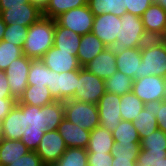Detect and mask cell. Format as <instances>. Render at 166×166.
I'll return each instance as SVG.
<instances>
[{
    "label": "cell",
    "instance_id": "cell-38",
    "mask_svg": "<svg viewBox=\"0 0 166 166\" xmlns=\"http://www.w3.org/2000/svg\"><path fill=\"white\" fill-rule=\"evenodd\" d=\"M166 157V150L151 151L141 149L135 166H157Z\"/></svg>",
    "mask_w": 166,
    "mask_h": 166
},
{
    "label": "cell",
    "instance_id": "cell-18",
    "mask_svg": "<svg viewBox=\"0 0 166 166\" xmlns=\"http://www.w3.org/2000/svg\"><path fill=\"white\" fill-rule=\"evenodd\" d=\"M59 134L63 137L67 148L79 147L87 148L91 131L73 124L66 118L62 120L58 127Z\"/></svg>",
    "mask_w": 166,
    "mask_h": 166
},
{
    "label": "cell",
    "instance_id": "cell-45",
    "mask_svg": "<svg viewBox=\"0 0 166 166\" xmlns=\"http://www.w3.org/2000/svg\"><path fill=\"white\" fill-rule=\"evenodd\" d=\"M30 2L29 0H0V13L6 10V6H21L24 3Z\"/></svg>",
    "mask_w": 166,
    "mask_h": 166
},
{
    "label": "cell",
    "instance_id": "cell-14",
    "mask_svg": "<svg viewBox=\"0 0 166 166\" xmlns=\"http://www.w3.org/2000/svg\"><path fill=\"white\" fill-rule=\"evenodd\" d=\"M49 70L56 73L79 70L81 68L75 52L61 51L52 46L40 59Z\"/></svg>",
    "mask_w": 166,
    "mask_h": 166
},
{
    "label": "cell",
    "instance_id": "cell-23",
    "mask_svg": "<svg viewBox=\"0 0 166 166\" xmlns=\"http://www.w3.org/2000/svg\"><path fill=\"white\" fill-rule=\"evenodd\" d=\"M3 138L20 140L23 136L22 110L15 104L2 120Z\"/></svg>",
    "mask_w": 166,
    "mask_h": 166
},
{
    "label": "cell",
    "instance_id": "cell-37",
    "mask_svg": "<svg viewBox=\"0 0 166 166\" xmlns=\"http://www.w3.org/2000/svg\"><path fill=\"white\" fill-rule=\"evenodd\" d=\"M141 150L140 142L117 143L114 142L112 148L113 157L124 159H137Z\"/></svg>",
    "mask_w": 166,
    "mask_h": 166
},
{
    "label": "cell",
    "instance_id": "cell-51",
    "mask_svg": "<svg viewBox=\"0 0 166 166\" xmlns=\"http://www.w3.org/2000/svg\"><path fill=\"white\" fill-rule=\"evenodd\" d=\"M159 39H166V25H165L164 31Z\"/></svg>",
    "mask_w": 166,
    "mask_h": 166
},
{
    "label": "cell",
    "instance_id": "cell-32",
    "mask_svg": "<svg viewBox=\"0 0 166 166\" xmlns=\"http://www.w3.org/2000/svg\"><path fill=\"white\" fill-rule=\"evenodd\" d=\"M28 85L47 86L49 84V69L40 60H31L28 72Z\"/></svg>",
    "mask_w": 166,
    "mask_h": 166
},
{
    "label": "cell",
    "instance_id": "cell-28",
    "mask_svg": "<svg viewBox=\"0 0 166 166\" xmlns=\"http://www.w3.org/2000/svg\"><path fill=\"white\" fill-rule=\"evenodd\" d=\"M144 102L132 91L121 96L120 113L122 120L133 122L144 108Z\"/></svg>",
    "mask_w": 166,
    "mask_h": 166
},
{
    "label": "cell",
    "instance_id": "cell-47",
    "mask_svg": "<svg viewBox=\"0 0 166 166\" xmlns=\"http://www.w3.org/2000/svg\"><path fill=\"white\" fill-rule=\"evenodd\" d=\"M32 5L37 7L41 12H43L49 3V0H29Z\"/></svg>",
    "mask_w": 166,
    "mask_h": 166
},
{
    "label": "cell",
    "instance_id": "cell-6",
    "mask_svg": "<svg viewBox=\"0 0 166 166\" xmlns=\"http://www.w3.org/2000/svg\"><path fill=\"white\" fill-rule=\"evenodd\" d=\"M106 92L104 79L81 67L77 70V84L73 100L96 104L101 96Z\"/></svg>",
    "mask_w": 166,
    "mask_h": 166
},
{
    "label": "cell",
    "instance_id": "cell-35",
    "mask_svg": "<svg viewBox=\"0 0 166 166\" xmlns=\"http://www.w3.org/2000/svg\"><path fill=\"white\" fill-rule=\"evenodd\" d=\"M140 146L143 150L162 151L166 150V133L157 129L149 136L140 140Z\"/></svg>",
    "mask_w": 166,
    "mask_h": 166
},
{
    "label": "cell",
    "instance_id": "cell-13",
    "mask_svg": "<svg viewBox=\"0 0 166 166\" xmlns=\"http://www.w3.org/2000/svg\"><path fill=\"white\" fill-rule=\"evenodd\" d=\"M0 15L6 25L19 24L30 27L43 16V13L28 2L21 6H6V10H3Z\"/></svg>",
    "mask_w": 166,
    "mask_h": 166
},
{
    "label": "cell",
    "instance_id": "cell-41",
    "mask_svg": "<svg viewBox=\"0 0 166 166\" xmlns=\"http://www.w3.org/2000/svg\"><path fill=\"white\" fill-rule=\"evenodd\" d=\"M153 112L157 119L158 129L166 133V102L164 100L153 101Z\"/></svg>",
    "mask_w": 166,
    "mask_h": 166
},
{
    "label": "cell",
    "instance_id": "cell-5",
    "mask_svg": "<svg viewBox=\"0 0 166 166\" xmlns=\"http://www.w3.org/2000/svg\"><path fill=\"white\" fill-rule=\"evenodd\" d=\"M64 118L88 131L100 126L99 111L96 104L68 99L64 101Z\"/></svg>",
    "mask_w": 166,
    "mask_h": 166
},
{
    "label": "cell",
    "instance_id": "cell-44",
    "mask_svg": "<svg viewBox=\"0 0 166 166\" xmlns=\"http://www.w3.org/2000/svg\"><path fill=\"white\" fill-rule=\"evenodd\" d=\"M16 101L13 98H2L0 99V120H3L5 116L14 107Z\"/></svg>",
    "mask_w": 166,
    "mask_h": 166
},
{
    "label": "cell",
    "instance_id": "cell-19",
    "mask_svg": "<svg viewBox=\"0 0 166 166\" xmlns=\"http://www.w3.org/2000/svg\"><path fill=\"white\" fill-rule=\"evenodd\" d=\"M115 56L117 71L132 79L140 78L141 47L127 48Z\"/></svg>",
    "mask_w": 166,
    "mask_h": 166
},
{
    "label": "cell",
    "instance_id": "cell-3",
    "mask_svg": "<svg viewBox=\"0 0 166 166\" xmlns=\"http://www.w3.org/2000/svg\"><path fill=\"white\" fill-rule=\"evenodd\" d=\"M121 24L117 40L108 47L114 55L120 54L127 48L141 47L150 40L140 16L126 12L121 17Z\"/></svg>",
    "mask_w": 166,
    "mask_h": 166
},
{
    "label": "cell",
    "instance_id": "cell-30",
    "mask_svg": "<svg viewBox=\"0 0 166 166\" xmlns=\"http://www.w3.org/2000/svg\"><path fill=\"white\" fill-rule=\"evenodd\" d=\"M88 152L85 148H67L52 166H88Z\"/></svg>",
    "mask_w": 166,
    "mask_h": 166
},
{
    "label": "cell",
    "instance_id": "cell-10",
    "mask_svg": "<svg viewBox=\"0 0 166 166\" xmlns=\"http://www.w3.org/2000/svg\"><path fill=\"white\" fill-rule=\"evenodd\" d=\"M67 146L58 130L45 131L35 152L46 166H52L65 152Z\"/></svg>",
    "mask_w": 166,
    "mask_h": 166
},
{
    "label": "cell",
    "instance_id": "cell-46",
    "mask_svg": "<svg viewBox=\"0 0 166 166\" xmlns=\"http://www.w3.org/2000/svg\"><path fill=\"white\" fill-rule=\"evenodd\" d=\"M137 159H124L113 157V162L111 166H135Z\"/></svg>",
    "mask_w": 166,
    "mask_h": 166
},
{
    "label": "cell",
    "instance_id": "cell-33",
    "mask_svg": "<svg viewBox=\"0 0 166 166\" xmlns=\"http://www.w3.org/2000/svg\"><path fill=\"white\" fill-rule=\"evenodd\" d=\"M114 141L117 143L140 142V136L133 123L121 120L116 129L112 132Z\"/></svg>",
    "mask_w": 166,
    "mask_h": 166
},
{
    "label": "cell",
    "instance_id": "cell-50",
    "mask_svg": "<svg viewBox=\"0 0 166 166\" xmlns=\"http://www.w3.org/2000/svg\"><path fill=\"white\" fill-rule=\"evenodd\" d=\"M3 139V125L2 120H0V141Z\"/></svg>",
    "mask_w": 166,
    "mask_h": 166
},
{
    "label": "cell",
    "instance_id": "cell-4",
    "mask_svg": "<svg viewBox=\"0 0 166 166\" xmlns=\"http://www.w3.org/2000/svg\"><path fill=\"white\" fill-rule=\"evenodd\" d=\"M155 75L166 78V45L150 39L141 46L140 78Z\"/></svg>",
    "mask_w": 166,
    "mask_h": 166
},
{
    "label": "cell",
    "instance_id": "cell-11",
    "mask_svg": "<svg viewBox=\"0 0 166 166\" xmlns=\"http://www.w3.org/2000/svg\"><path fill=\"white\" fill-rule=\"evenodd\" d=\"M77 70L56 73L49 70L47 87L56 101L72 99L76 90Z\"/></svg>",
    "mask_w": 166,
    "mask_h": 166
},
{
    "label": "cell",
    "instance_id": "cell-43",
    "mask_svg": "<svg viewBox=\"0 0 166 166\" xmlns=\"http://www.w3.org/2000/svg\"><path fill=\"white\" fill-rule=\"evenodd\" d=\"M12 98L5 71L0 70V99Z\"/></svg>",
    "mask_w": 166,
    "mask_h": 166
},
{
    "label": "cell",
    "instance_id": "cell-2",
    "mask_svg": "<svg viewBox=\"0 0 166 166\" xmlns=\"http://www.w3.org/2000/svg\"><path fill=\"white\" fill-rule=\"evenodd\" d=\"M55 19L42 16L28 28L23 46V55L32 60L41 59L53 46Z\"/></svg>",
    "mask_w": 166,
    "mask_h": 166
},
{
    "label": "cell",
    "instance_id": "cell-25",
    "mask_svg": "<svg viewBox=\"0 0 166 166\" xmlns=\"http://www.w3.org/2000/svg\"><path fill=\"white\" fill-rule=\"evenodd\" d=\"M153 113V101L146 102L137 119L132 122L139 133L140 140L158 129L157 119Z\"/></svg>",
    "mask_w": 166,
    "mask_h": 166
},
{
    "label": "cell",
    "instance_id": "cell-29",
    "mask_svg": "<svg viewBox=\"0 0 166 166\" xmlns=\"http://www.w3.org/2000/svg\"><path fill=\"white\" fill-rule=\"evenodd\" d=\"M133 80L124 73L117 71L110 78L104 80L106 92L122 96L132 91Z\"/></svg>",
    "mask_w": 166,
    "mask_h": 166
},
{
    "label": "cell",
    "instance_id": "cell-34",
    "mask_svg": "<svg viewBox=\"0 0 166 166\" xmlns=\"http://www.w3.org/2000/svg\"><path fill=\"white\" fill-rule=\"evenodd\" d=\"M23 56V49L5 40L0 41V70L5 71L9 64Z\"/></svg>",
    "mask_w": 166,
    "mask_h": 166
},
{
    "label": "cell",
    "instance_id": "cell-22",
    "mask_svg": "<svg viewBox=\"0 0 166 166\" xmlns=\"http://www.w3.org/2000/svg\"><path fill=\"white\" fill-rule=\"evenodd\" d=\"M56 101L47 86L28 85L16 104L43 107Z\"/></svg>",
    "mask_w": 166,
    "mask_h": 166
},
{
    "label": "cell",
    "instance_id": "cell-16",
    "mask_svg": "<svg viewBox=\"0 0 166 166\" xmlns=\"http://www.w3.org/2000/svg\"><path fill=\"white\" fill-rule=\"evenodd\" d=\"M141 19L148 37L159 39L166 25V11L160 5L152 3Z\"/></svg>",
    "mask_w": 166,
    "mask_h": 166
},
{
    "label": "cell",
    "instance_id": "cell-39",
    "mask_svg": "<svg viewBox=\"0 0 166 166\" xmlns=\"http://www.w3.org/2000/svg\"><path fill=\"white\" fill-rule=\"evenodd\" d=\"M152 3V0H125V9L126 12L141 17Z\"/></svg>",
    "mask_w": 166,
    "mask_h": 166
},
{
    "label": "cell",
    "instance_id": "cell-24",
    "mask_svg": "<svg viewBox=\"0 0 166 166\" xmlns=\"http://www.w3.org/2000/svg\"><path fill=\"white\" fill-rule=\"evenodd\" d=\"M81 37V35H78L68 28L59 26L55 22L53 46L57 47L61 51L75 52V55H77Z\"/></svg>",
    "mask_w": 166,
    "mask_h": 166
},
{
    "label": "cell",
    "instance_id": "cell-12",
    "mask_svg": "<svg viewBox=\"0 0 166 166\" xmlns=\"http://www.w3.org/2000/svg\"><path fill=\"white\" fill-rule=\"evenodd\" d=\"M121 96L105 92L97 103L100 126L113 132L121 122L120 113Z\"/></svg>",
    "mask_w": 166,
    "mask_h": 166
},
{
    "label": "cell",
    "instance_id": "cell-17",
    "mask_svg": "<svg viewBox=\"0 0 166 166\" xmlns=\"http://www.w3.org/2000/svg\"><path fill=\"white\" fill-rule=\"evenodd\" d=\"M83 68L105 80L117 72L116 56L107 47Z\"/></svg>",
    "mask_w": 166,
    "mask_h": 166
},
{
    "label": "cell",
    "instance_id": "cell-1",
    "mask_svg": "<svg viewBox=\"0 0 166 166\" xmlns=\"http://www.w3.org/2000/svg\"><path fill=\"white\" fill-rule=\"evenodd\" d=\"M22 110L23 136L21 141L35 151L45 131L58 130L64 119V101H54L43 107L16 104Z\"/></svg>",
    "mask_w": 166,
    "mask_h": 166
},
{
    "label": "cell",
    "instance_id": "cell-15",
    "mask_svg": "<svg viewBox=\"0 0 166 166\" xmlns=\"http://www.w3.org/2000/svg\"><path fill=\"white\" fill-rule=\"evenodd\" d=\"M120 26L121 17L112 13L101 14L94 17L92 33L109 47L117 40Z\"/></svg>",
    "mask_w": 166,
    "mask_h": 166
},
{
    "label": "cell",
    "instance_id": "cell-42",
    "mask_svg": "<svg viewBox=\"0 0 166 166\" xmlns=\"http://www.w3.org/2000/svg\"><path fill=\"white\" fill-rule=\"evenodd\" d=\"M88 166H111L112 153H88Z\"/></svg>",
    "mask_w": 166,
    "mask_h": 166
},
{
    "label": "cell",
    "instance_id": "cell-52",
    "mask_svg": "<svg viewBox=\"0 0 166 166\" xmlns=\"http://www.w3.org/2000/svg\"><path fill=\"white\" fill-rule=\"evenodd\" d=\"M157 166H166V157L162 162H160Z\"/></svg>",
    "mask_w": 166,
    "mask_h": 166
},
{
    "label": "cell",
    "instance_id": "cell-48",
    "mask_svg": "<svg viewBox=\"0 0 166 166\" xmlns=\"http://www.w3.org/2000/svg\"><path fill=\"white\" fill-rule=\"evenodd\" d=\"M5 28H6V24L3 21L1 15H0V41L3 40V35H4V32H5Z\"/></svg>",
    "mask_w": 166,
    "mask_h": 166
},
{
    "label": "cell",
    "instance_id": "cell-20",
    "mask_svg": "<svg viewBox=\"0 0 166 166\" xmlns=\"http://www.w3.org/2000/svg\"><path fill=\"white\" fill-rule=\"evenodd\" d=\"M106 48L107 46L92 32L83 35L76 55L80 66L84 67Z\"/></svg>",
    "mask_w": 166,
    "mask_h": 166
},
{
    "label": "cell",
    "instance_id": "cell-36",
    "mask_svg": "<svg viewBox=\"0 0 166 166\" xmlns=\"http://www.w3.org/2000/svg\"><path fill=\"white\" fill-rule=\"evenodd\" d=\"M27 26H22L19 24L6 25L5 32L3 35V40L13 43L16 46H19L23 49L25 38L28 33Z\"/></svg>",
    "mask_w": 166,
    "mask_h": 166
},
{
    "label": "cell",
    "instance_id": "cell-21",
    "mask_svg": "<svg viewBox=\"0 0 166 166\" xmlns=\"http://www.w3.org/2000/svg\"><path fill=\"white\" fill-rule=\"evenodd\" d=\"M112 132L101 126L91 131L88 146V153H112L114 144Z\"/></svg>",
    "mask_w": 166,
    "mask_h": 166
},
{
    "label": "cell",
    "instance_id": "cell-53",
    "mask_svg": "<svg viewBox=\"0 0 166 166\" xmlns=\"http://www.w3.org/2000/svg\"><path fill=\"white\" fill-rule=\"evenodd\" d=\"M159 40H162V41H164V43H165V45H166V39H159Z\"/></svg>",
    "mask_w": 166,
    "mask_h": 166
},
{
    "label": "cell",
    "instance_id": "cell-40",
    "mask_svg": "<svg viewBox=\"0 0 166 166\" xmlns=\"http://www.w3.org/2000/svg\"><path fill=\"white\" fill-rule=\"evenodd\" d=\"M8 166H46L35 151H29Z\"/></svg>",
    "mask_w": 166,
    "mask_h": 166
},
{
    "label": "cell",
    "instance_id": "cell-26",
    "mask_svg": "<svg viewBox=\"0 0 166 166\" xmlns=\"http://www.w3.org/2000/svg\"><path fill=\"white\" fill-rule=\"evenodd\" d=\"M30 150L21 140L2 139L0 141V166H8L26 155Z\"/></svg>",
    "mask_w": 166,
    "mask_h": 166
},
{
    "label": "cell",
    "instance_id": "cell-27",
    "mask_svg": "<svg viewBox=\"0 0 166 166\" xmlns=\"http://www.w3.org/2000/svg\"><path fill=\"white\" fill-rule=\"evenodd\" d=\"M87 5L94 16L112 13L122 17L126 13L125 0H88Z\"/></svg>",
    "mask_w": 166,
    "mask_h": 166
},
{
    "label": "cell",
    "instance_id": "cell-31",
    "mask_svg": "<svg viewBox=\"0 0 166 166\" xmlns=\"http://www.w3.org/2000/svg\"><path fill=\"white\" fill-rule=\"evenodd\" d=\"M88 0H49L47 8L42 12L44 17L55 19L68 10L87 5Z\"/></svg>",
    "mask_w": 166,
    "mask_h": 166
},
{
    "label": "cell",
    "instance_id": "cell-8",
    "mask_svg": "<svg viewBox=\"0 0 166 166\" xmlns=\"http://www.w3.org/2000/svg\"><path fill=\"white\" fill-rule=\"evenodd\" d=\"M30 58L23 55L13 60L5 70L12 98L17 102L28 87V72L31 64Z\"/></svg>",
    "mask_w": 166,
    "mask_h": 166
},
{
    "label": "cell",
    "instance_id": "cell-9",
    "mask_svg": "<svg viewBox=\"0 0 166 166\" xmlns=\"http://www.w3.org/2000/svg\"><path fill=\"white\" fill-rule=\"evenodd\" d=\"M132 92L144 103L164 100L166 78L148 75L133 80Z\"/></svg>",
    "mask_w": 166,
    "mask_h": 166
},
{
    "label": "cell",
    "instance_id": "cell-7",
    "mask_svg": "<svg viewBox=\"0 0 166 166\" xmlns=\"http://www.w3.org/2000/svg\"><path fill=\"white\" fill-rule=\"evenodd\" d=\"M94 17L88 5H84L62 13L55 18V22L83 36L92 32Z\"/></svg>",
    "mask_w": 166,
    "mask_h": 166
},
{
    "label": "cell",
    "instance_id": "cell-49",
    "mask_svg": "<svg viewBox=\"0 0 166 166\" xmlns=\"http://www.w3.org/2000/svg\"><path fill=\"white\" fill-rule=\"evenodd\" d=\"M153 4L160 5L166 11V0H152Z\"/></svg>",
    "mask_w": 166,
    "mask_h": 166
}]
</instances>
